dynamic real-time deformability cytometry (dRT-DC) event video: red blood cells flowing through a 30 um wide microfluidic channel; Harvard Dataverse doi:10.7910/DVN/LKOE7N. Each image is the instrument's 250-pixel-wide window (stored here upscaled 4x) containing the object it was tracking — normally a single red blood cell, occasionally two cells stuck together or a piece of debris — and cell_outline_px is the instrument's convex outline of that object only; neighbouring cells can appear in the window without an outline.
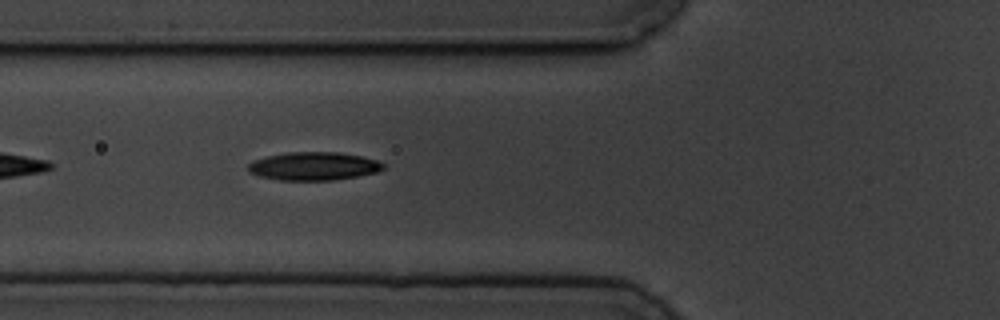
{"species": "common noctule bat (a hibernating species)", "species_latin": "Nyctalus noctula", "temperature_condition": "cold", "stored_images_in_passage": 5, "camera_frame_rate_fps": 3000, "um_per_image_px": 0.085, "animal": {"sex": "male", "body_mass_g": 19.5, "forearm_length_mm": 54.6}, "frame": {"image": 1, "passage_image": 5, "time_ms": 4.333, "image_size_px": [1000, 320], "cell_outline_px": [[384, 168], [376, 172], [356, 176], [332, 180], [280, 180], [260, 176], [248, 172], [248, 164], [252, 160], [268, 156], [288, 152], [336, 152], [360, 156], [380, 160], [384, 164]], "centroid_in_image_um": [26.65, 14.12], "position_along_channel_um": 99.1, "area_um2": 22.14}}